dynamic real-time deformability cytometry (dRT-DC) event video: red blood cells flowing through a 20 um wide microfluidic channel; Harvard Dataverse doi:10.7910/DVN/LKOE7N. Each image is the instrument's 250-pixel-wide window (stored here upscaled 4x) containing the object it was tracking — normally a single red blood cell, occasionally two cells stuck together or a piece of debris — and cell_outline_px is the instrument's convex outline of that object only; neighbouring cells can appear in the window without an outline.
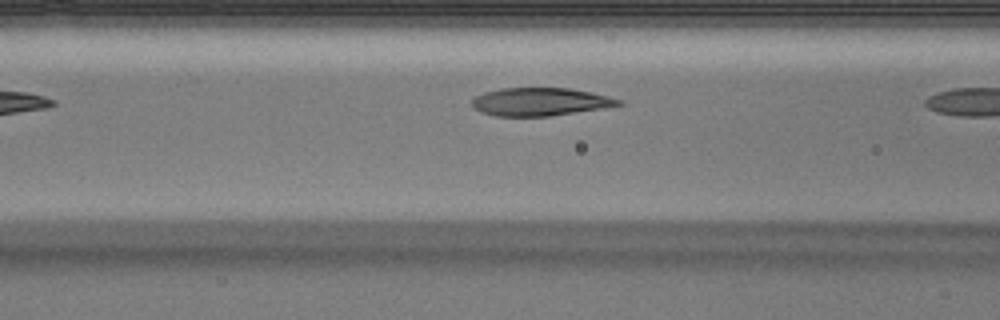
{"species": "Egyptian fruit bat (a non-hibernating species)", "species_latin": "Rousettus aegyptiacus", "temperature_condition": "warm", "stored_images_in_passage": 6, "camera_frame_rate_fps": 3000, "um_per_image_px": 0.085, "animal": {"sex": "male"}, "frame": {"image": 1, "passage_image": 5, "time_ms": 1.333, "image_size_px": [1000, 320], "cell_outline_px": [[624, 104], [604, 108], [552, 116], [496, 116], [480, 112], [472, 108], [472, 100], [476, 96], [484, 92], [500, 88], [568, 88], [592, 92], [624, 100]], "centroid_in_image_um": [45.93, 8.65], "position_along_channel_um": 120.7, "area_um2": 24.16}}